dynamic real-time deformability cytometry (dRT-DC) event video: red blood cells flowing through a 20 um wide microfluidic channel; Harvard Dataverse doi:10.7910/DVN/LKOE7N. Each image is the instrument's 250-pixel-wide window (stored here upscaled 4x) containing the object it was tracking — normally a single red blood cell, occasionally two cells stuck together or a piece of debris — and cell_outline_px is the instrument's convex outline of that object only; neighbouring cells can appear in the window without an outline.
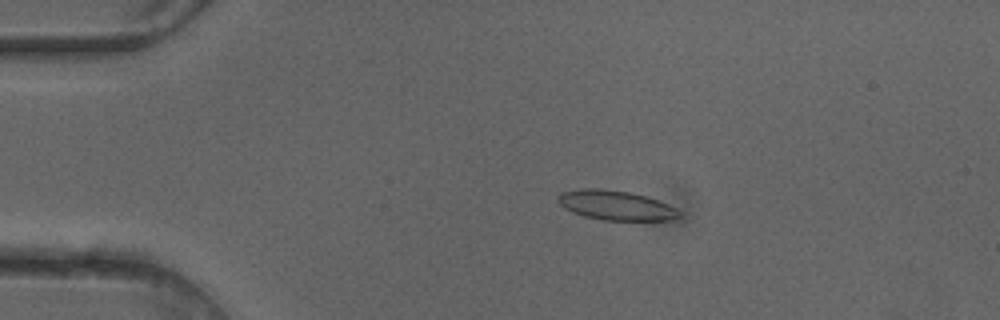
{"species": "common noctule bat (a hibernating species)", "species_latin": "Nyctalus noctula", "temperature_condition": "cold", "stored_images_in_passage": 50, "camera_frame_rate_fps": 3000, "um_per_image_px": 0.085, "animal": {"sex": "female"}, "frame": {"image": 1, "passage_image": 10, "time_ms": 3.0, "image_size_px": [1000, 320], "cell_outline_px": [[684, 216], [668, 220], [600, 220], [584, 216], [572, 212], [564, 208], [560, 204], [560, 196], [564, 192], [584, 188], [600, 188], [628, 192], [648, 196], [660, 200], [684, 212]], "centroid_in_image_um": [52.45, 17.46], "position_along_channel_um": 32.5, "area_um2": 20.98}}
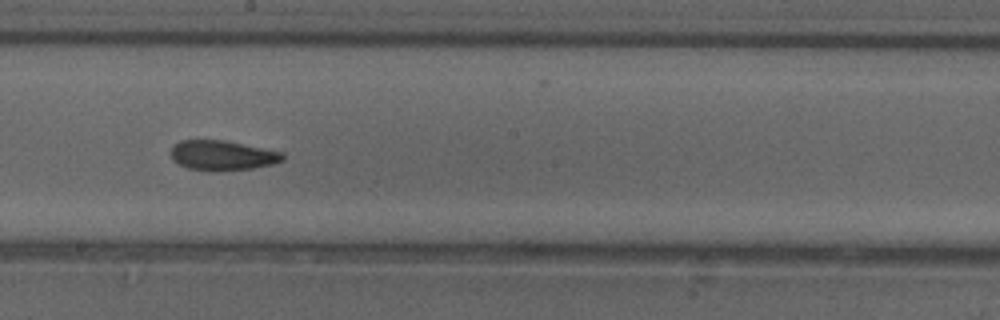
{"frame": {"image": 2, "passage_image": 28, "time_ms": 9.0, "image_size_px": [1000, 320], "cell_outline_px": [[284, 160], [272, 164], [252, 168], [212, 172], [188, 168], [176, 164], [172, 160], [172, 144], [180, 140], [224, 140], [284, 152]], "centroid_in_image_um": [18.88, 13.21], "position_along_channel_um": 229.3, "area_um2": 19.71}}
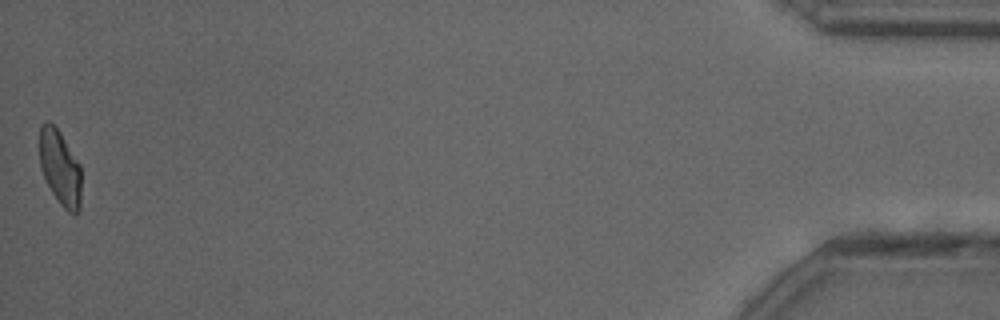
{"frame": {"image": 3, "passage_image": 50, "time_ms": 16.333, "image_size_px": [1000, 320], "cell_outline_px": [[80, 208], [76, 216], [68, 212], [60, 204], [52, 192], [40, 168], [40, 124], [48, 120], [60, 132], [80, 164]], "centroid_in_image_um": [5.11, 14.27], "position_along_channel_um": 430.1, "area_um2": 18.21}, "authors_computed_cell_mechanics": {"area_um2": 19.7676, "velocity_mm_per_s": 4.0932, "shape_relaxation_time_tau1_ms": null, "shape_relaxation_time_tau2_ms": 3.0273, "deformation_change_tau1": null, "deformation_change_tau2": 0.0971}}